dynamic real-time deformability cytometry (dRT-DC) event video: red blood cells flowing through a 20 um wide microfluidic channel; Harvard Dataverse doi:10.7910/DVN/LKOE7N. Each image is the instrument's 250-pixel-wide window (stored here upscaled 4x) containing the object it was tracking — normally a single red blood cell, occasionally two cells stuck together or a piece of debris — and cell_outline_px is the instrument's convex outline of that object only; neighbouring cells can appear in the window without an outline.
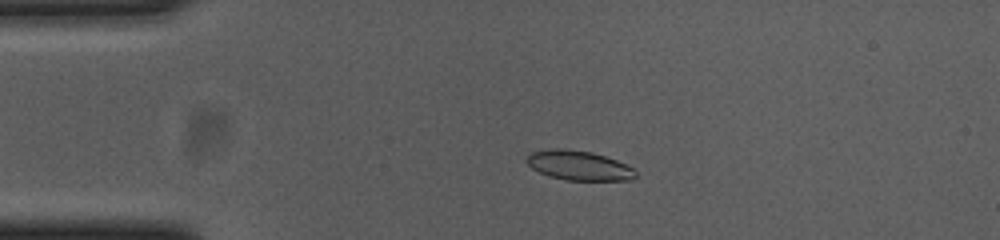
{"species": "common noctule bat (a hibernating species)", "species_latin": "Nyctalus noctula", "temperature_condition": "cold", "stored_images_in_passage": 54, "camera_frame_rate_fps": 3000, "um_per_image_px": 0.085, "animal": {"sex": "female", "body_mass_g": 23.0, "forearm_length_mm": 53.4}, "frame": {"image": 1, "passage_image": 11, "time_ms": 3.333, "image_size_px": [1000, 240], "cell_outline_px": [[636, 176], [632, 180], [568, 180], [548, 176], [532, 168], [524, 160], [532, 152], [552, 148], [564, 148], [592, 152], [616, 160], [632, 168], [636, 172]], "centroid_in_image_um": [49.18, 14.06], "position_along_channel_um": 35.8, "area_um2": 18.67}}
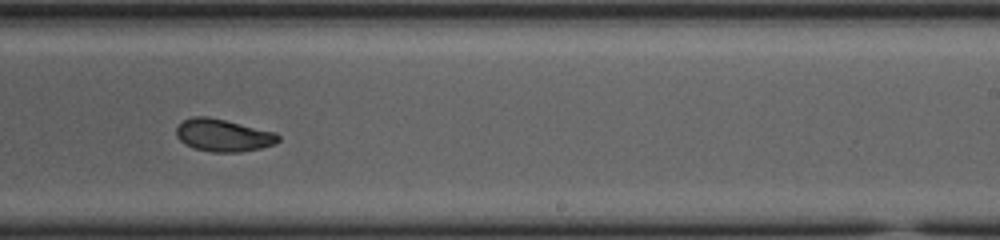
{"frame": {"image": 2, "passage_image": 33, "time_ms": 10.667, "image_size_px": [1000, 240], "cell_outline_px": [[280, 140], [276, 144], [260, 148], [240, 152], [212, 152], [192, 148], [184, 144], [176, 136], [176, 128], [184, 120], [192, 116], [208, 116], [276, 132], [280, 136]], "centroid_in_image_um": [18.98, 11.5], "position_along_channel_um": 270.0, "area_um2": 19.42}}
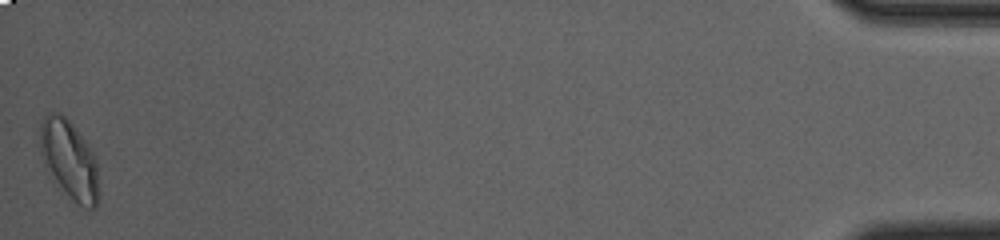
{"frame": {"image": 3, "passage_image": 54, "time_ms": 17.667, "image_size_px": [1000, 240], "cell_outline_px": [[96, 204], [92, 212], [84, 208], [60, 184], [52, 172], [40, 152], [40, 120], [48, 112], [60, 112], [72, 124], [88, 144], [96, 160]], "centroid_in_image_um": [5.88, 13.46], "position_along_channel_um": 429.3, "area_um2": 25.55}, "authors_computed_cell_mechanics": {"area_um2": 19.3919, "velocity_mm_per_s": 3.6886, "shape_relaxation_time_tau1_ms": 9.6092, "shape_relaxation_time_tau2_ms": 2.9103, "deformation_change_tau1": 0.1911, "deformation_change_tau2": 0.0708}}